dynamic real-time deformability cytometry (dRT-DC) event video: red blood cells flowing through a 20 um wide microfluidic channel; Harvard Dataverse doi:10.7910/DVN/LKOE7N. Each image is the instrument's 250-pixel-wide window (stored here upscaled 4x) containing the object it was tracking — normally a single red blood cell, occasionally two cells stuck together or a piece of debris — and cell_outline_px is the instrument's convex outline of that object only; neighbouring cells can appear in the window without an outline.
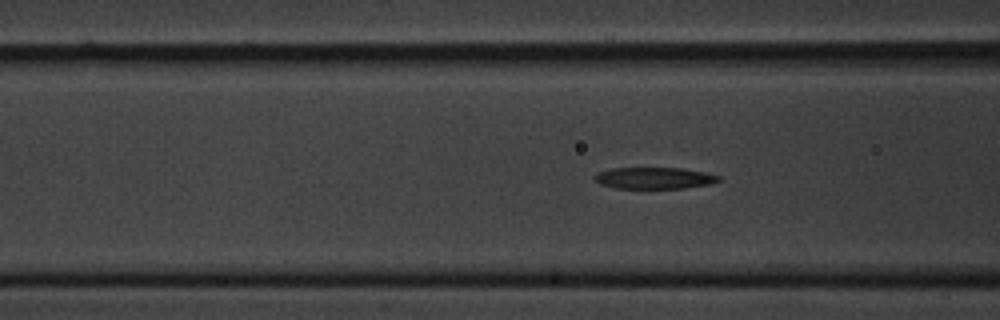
{"species": "common noctule bat (a hibernating species)", "species_latin": "Nyctalus noctula", "temperature_condition": "cold", "stored_images_in_passage": 13, "camera_frame_rate_fps": 3000, "um_per_image_px": 0.085, "animal": {"sex": "male", "body_mass_g": 20.1, "forearm_length_mm": 53.5}, "frame": {"image": 1, "passage_image": 13, "time_ms": 4.0, "image_size_px": [1000, 320], "cell_outline_px": [[720, 180], [712, 184], [684, 188], [616, 188], [600, 184], [592, 176], [596, 172], [612, 168], [680, 168], [704, 172], [720, 176]], "centroid_in_image_um": [55.6, 15.13], "position_along_channel_um": 111.0, "area_um2": 15.61}}